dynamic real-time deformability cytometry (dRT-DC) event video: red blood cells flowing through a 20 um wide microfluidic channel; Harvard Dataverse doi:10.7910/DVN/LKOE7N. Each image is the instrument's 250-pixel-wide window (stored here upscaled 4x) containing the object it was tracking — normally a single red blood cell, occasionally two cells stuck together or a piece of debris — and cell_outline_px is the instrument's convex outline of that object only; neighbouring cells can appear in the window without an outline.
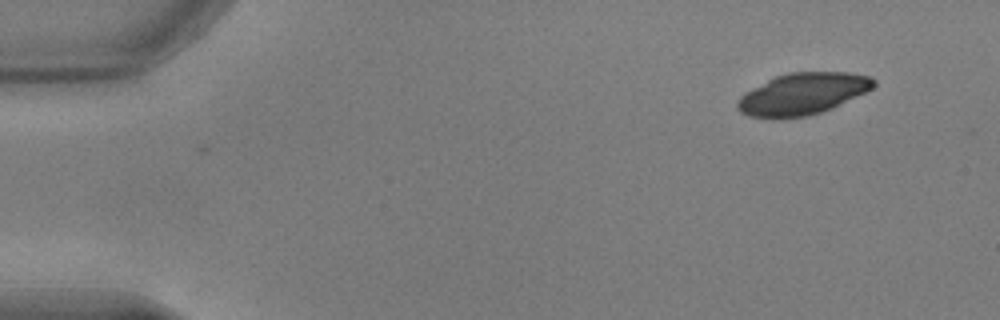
{"species": "common noctule bat (a hibernating species)", "species_latin": "Nyctalus noctula", "temperature_condition": "warm", "stored_images_in_passage": 49, "camera_frame_rate_fps": 3000, "um_per_image_px": 0.085, "animal": {"sex": "male", "body_mass_g": 17.9, "forearm_length_mm": 54.2}, "frame": {"image": 1, "passage_image": 1, "time_ms": 0.0, "image_size_px": [1000, 320], "cell_outline_px": [[876, 84], [872, 88], [832, 108], [808, 116], [780, 120], [748, 116], [740, 112], [736, 108], [736, 100], [744, 92], [776, 76], [792, 72], [848, 72], [868, 76], [876, 80]], "centroid_in_image_um": [68.16, 8.0], "position_along_channel_um": 16.8, "area_um2": 33.29}}